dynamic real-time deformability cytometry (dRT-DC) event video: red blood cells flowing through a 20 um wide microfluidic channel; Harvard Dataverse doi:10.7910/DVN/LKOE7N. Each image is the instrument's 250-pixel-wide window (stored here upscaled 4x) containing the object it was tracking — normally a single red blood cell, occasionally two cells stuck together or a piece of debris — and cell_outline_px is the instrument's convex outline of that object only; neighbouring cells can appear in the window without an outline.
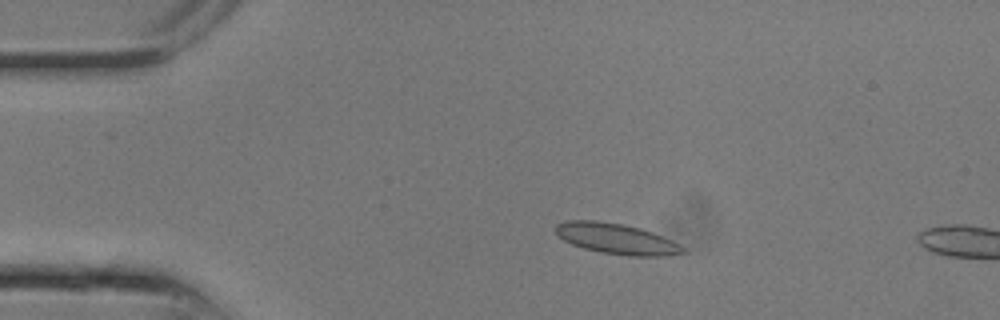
{"species": "common noctule bat (a hibernating species)", "species_latin": "Nyctalus noctula", "temperature_condition": "room temperature", "stored_images_in_passage": 8, "camera_frame_rate_fps": 3000, "um_per_image_px": 0.085, "animal": {"sex": "male", "body_mass_g": 13.3}, "frame": {"image": 1, "passage_image": 5, "time_ms": 1.333, "image_size_px": [1000, 320], "cell_outline_px": [[688, 252], [668, 256], [628, 256], [600, 252], [584, 248], [572, 244], [556, 236], [556, 224], [564, 220], [596, 220], [620, 224], [640, 228], [652, 232], [672, 240], [680, 244]], "centroid_in_image_um": [52.4, 20.3], "position_along_channel_um": 32.6, "area_um2": 22.83}}